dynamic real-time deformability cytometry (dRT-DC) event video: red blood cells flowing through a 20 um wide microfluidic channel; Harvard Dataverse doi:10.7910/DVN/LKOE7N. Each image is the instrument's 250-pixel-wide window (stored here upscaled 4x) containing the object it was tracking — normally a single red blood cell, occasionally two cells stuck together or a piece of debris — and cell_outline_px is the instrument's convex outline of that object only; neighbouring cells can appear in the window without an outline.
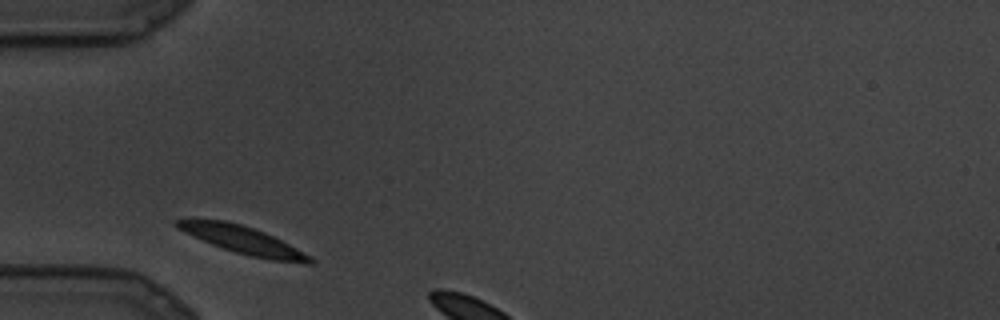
{"species": "common noctule bat (a hibernating species)", "species_latin": "Nyctalus noctula", "temperature_condition": "cold", "stored_images_in_passage": 2, "camera_frame_rate_fps": 3000, "um_per_image_px": 0.085, "animal": {"sex": "male", "body_mass_g": 19.5, "forearm_length_mm": 54.6}, "frame": {"image": 1, "passage_image": 1, "time_ms": 0.0, "image_size_px": [1000, 320], "cell_outline_px": [[316, 264], [308, 264], [268, 260], [236, 252], [212, 244], [176, 228], [172, 220], [224, 220], [240, 224], [264, 232], [312, 256], [316, 260]], "centroid_in_image_um": [20.73, 20.44], "position_along_channel_um": 64.3, "area_um2": 21.1}}